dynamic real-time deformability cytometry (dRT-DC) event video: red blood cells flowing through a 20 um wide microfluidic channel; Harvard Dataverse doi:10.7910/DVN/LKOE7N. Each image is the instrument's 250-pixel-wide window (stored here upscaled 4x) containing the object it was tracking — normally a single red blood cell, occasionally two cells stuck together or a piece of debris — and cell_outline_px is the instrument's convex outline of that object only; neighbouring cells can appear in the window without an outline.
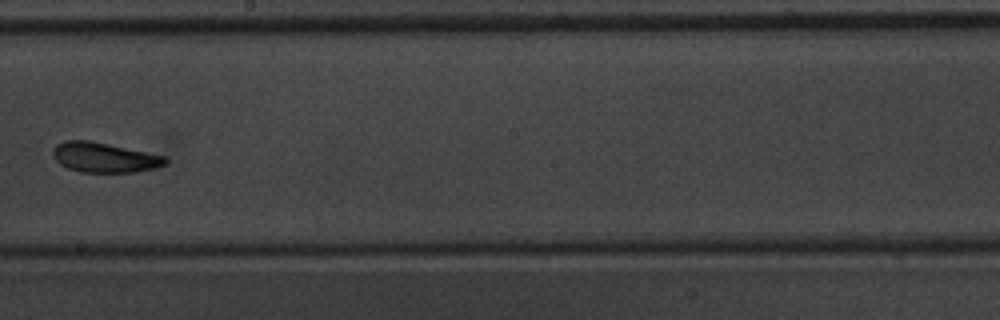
{"species": "common noctule bat (a hibernating species)", "species_latin": "Nyctalus noctula", "temperature_condition": "warm", "stored_images_in_passage": 16, "camera_frame_rate_fps": 3000, "um_per_image_px": 0.085, "animal": {"sex": "male", "body_mass_g": 20.1, "forearm_length_mm": 53.5}, "frame": {"image": 1, "passage_image": 10, "time_ms": 3.0, "image_size_px": [1000, 320], "cell_outline_px": [[168, 160], [164, 164], [156, 168], [136, 172], [80, 172], [68, 168], [60, 164], [52, 156], [52, 148], [56, 144], [64, 140], [88, 140], [168, 156]], "centroid_in_image_um": [8.86, 13.38], "position_along_channel_um": 239.3, "area_um2": 19.77}}